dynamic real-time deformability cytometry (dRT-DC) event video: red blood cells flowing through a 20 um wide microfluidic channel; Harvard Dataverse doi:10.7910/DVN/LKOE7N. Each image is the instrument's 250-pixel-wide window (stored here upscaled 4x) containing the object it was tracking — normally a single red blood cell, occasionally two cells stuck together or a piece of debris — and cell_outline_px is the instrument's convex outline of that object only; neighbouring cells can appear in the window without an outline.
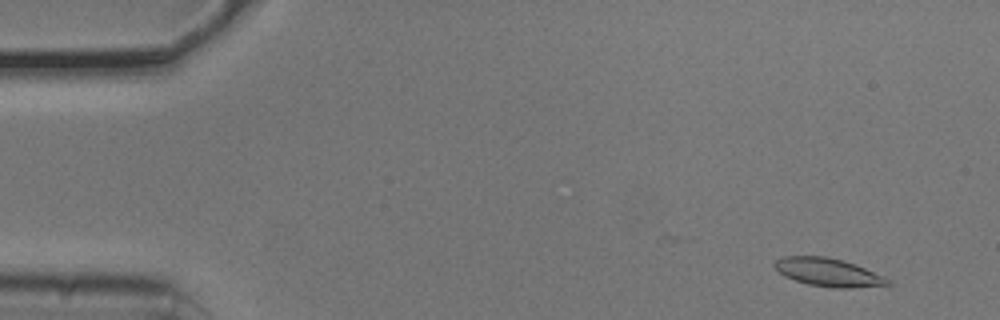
{"species": "common noctule bat (a hibernating species)", "species_latin": "Nyctalus noctula", "temperature_condition": "cold", "stored_images_in_passage": 48, "camera_frame_rate_fps": 3000, "um_per_image_px": 0.085, "animal": {"sex": "male", "body_mass_g": 20.5, "forearm_length_mm": 52.5}, "frame": {"image": 1, "passage_image": 4, "time_ms": 1.0, "image_size_px": [1000, 320], "cell_outline_px": [[892, 284], [852, 288], [832, 288], [808, 284], [784, 276], [772, 264], [776, 260], [784, 256], [824, 256], [844, 260], [856, 264], [884, 276]], "centroid_in_image_um": [70.4, 23.14], "position_along_channel_um": 14.6, "area_um2": 18.55}}
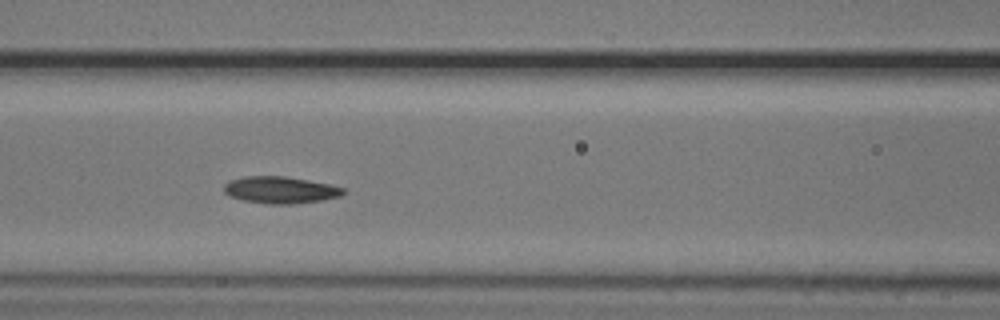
{"frame": {"image": 2, "passage_image": 23, "time_ms": 7.333, "image_size_px": [1000, 320], "cell_outline_px": [[344, 192], [340, 196], [320, 200], [292, 204], [264, 204], [244, 200], [228, 196], [224, 192], [224, 184], [228, 180], [244, 176], [284, 176], [308, 180], [328, 184], [344, 188]], "centroid_in_image_um": [23.76, 16.14], "position_along_channel_um": 142.8, "area_um2": 18.67}}
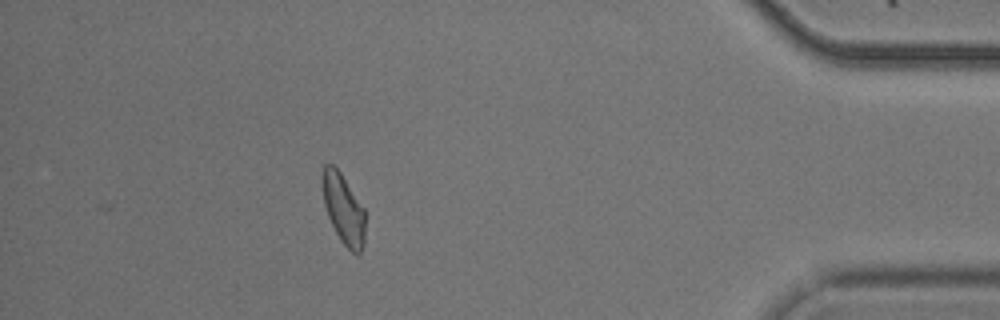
{"frame": {"image": 3, "passage_image": 48, "time_ms": 15.667, "image_size_px": [1000, 320], "cell_outline_px": [[364, 244], [360, 252], [356, 256], [340, 240], [328, 216], [324, 204], [320, 180], [324, 164], [332, 164], [340, 172], [364, 208]], "centroid_in_image_um": [29.17, 17.74], "position_along_channel_um": 406.0, "area_um2": 17.46}, "authors_computed_cell_mechanics": {"area_um2": 18.207, "velocity_mm_per_s": 3.7361, "shape_relaxation_time_tau1_ms": 5.2817, "shape_relaxation_time_tau2_ms": 4.3462, "deformation_change_tau1": 0.1356, "deformation_change_tau2": 0.1113}}